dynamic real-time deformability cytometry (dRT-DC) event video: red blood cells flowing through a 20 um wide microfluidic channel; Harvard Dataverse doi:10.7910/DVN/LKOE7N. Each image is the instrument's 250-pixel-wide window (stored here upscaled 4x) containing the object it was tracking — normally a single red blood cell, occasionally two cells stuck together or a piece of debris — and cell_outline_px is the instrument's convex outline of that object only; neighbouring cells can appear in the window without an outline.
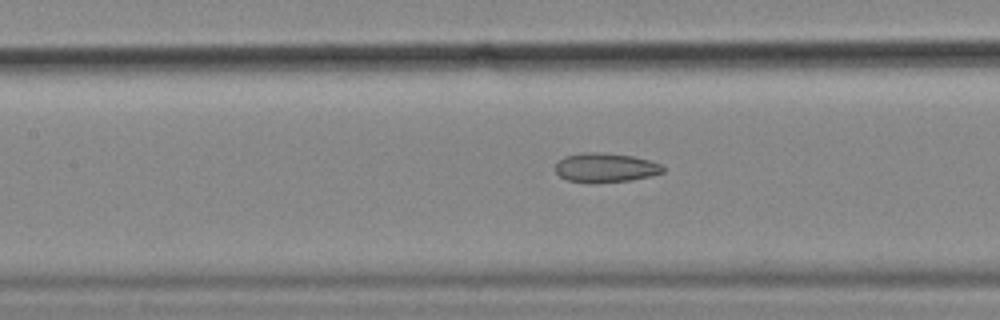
{"species": "common noctule bat (a hibernating species)", "species_latin": "Nyctalus noctula", "temperature_condition": "cold", "stored_images_in_passage": 56, "camera_frame_rate_fps": 3000, "um_per_image_px": 0.085, "animal": {"sex": "female", "body_mass_g": 18.4}, "frame": {"image": 1, "passage_image": 25, "time_ms": 8.0, "image_size_px": [1000, 320], "cell_outline_px": [[664, 172], [652, 176], [632, 180], [592, 184], [568, 180], [560, 176], [556, 172], [556, 164], [564, 156], [580, 152], [600, 152], [632, 156], [652, 160], [660, 164], [664, 168]], "centroid_in_image_um": [51.48, 14.26], "position_along_channel_um": 155.9, "area_um2": 18.67}, "authors_computed_cell_mechanics": {"area_um2": 20.4901, "velocity_mm_per_s": 3.593, "shape_relaxation_time_tau1_ms": null, "shape_relaxation_time_tau2_ms": 3.8625, "deformation_change_tau1": null, "deformation_change_tau2": 0.1261}}